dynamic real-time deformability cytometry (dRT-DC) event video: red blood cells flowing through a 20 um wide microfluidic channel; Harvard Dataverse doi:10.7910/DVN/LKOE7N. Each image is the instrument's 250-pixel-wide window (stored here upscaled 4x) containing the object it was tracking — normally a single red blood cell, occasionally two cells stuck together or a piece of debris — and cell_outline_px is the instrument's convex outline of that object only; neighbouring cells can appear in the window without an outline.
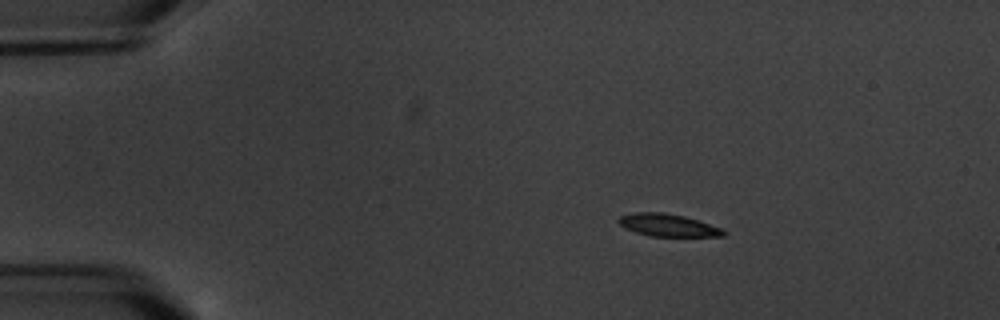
{"species": "common noctule bat (a hibernating species)", "species_latin": "Nyctalus noctula", "temperature_condition": "warm", "stored_images_in_passage": 5, "camera_frame_rate_fps": 3000, "um_per_image_px": 0.085, "animal": {"sex": "male", "body_mass_g": 20.1, "forearm_length_mm": 53.5}, "frame": {"image": 1, "passage_image": 3, "time_ms": 2.333, "image_size_px": [1000, 320], "cell_outline_px": [[728, 232], [724, 236], [652, 236], [636, 232], [624, 228], [616, 220], [620, 216], [636, 212], [664, 212], [684, 216], [724, 228]], "centroid_in_image_um": [56.81, 19.13], "position_along_channel_um": 28.2, "area_um2": 13.81}}